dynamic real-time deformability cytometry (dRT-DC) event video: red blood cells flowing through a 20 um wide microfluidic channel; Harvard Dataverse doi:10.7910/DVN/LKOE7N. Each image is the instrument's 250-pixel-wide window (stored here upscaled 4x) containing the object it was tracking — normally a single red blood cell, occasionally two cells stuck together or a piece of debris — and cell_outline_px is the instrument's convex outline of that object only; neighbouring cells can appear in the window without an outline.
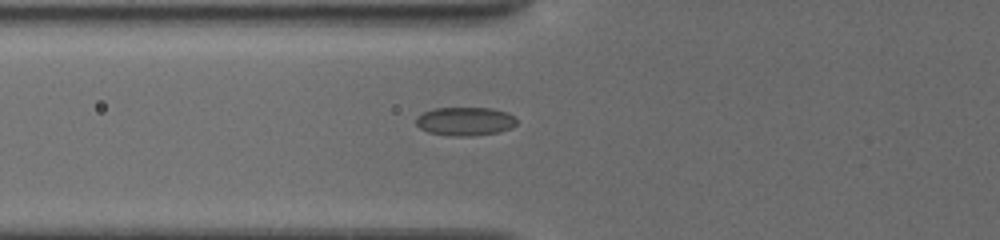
{"species": "common noctule bat (a hibernating species)", "species_latin": "Nyctalus noctula", "temperature_condition": "cold", "stored_images_in_passage": 24, "camera_frame_rate_fps": 3000, "um_per_image_px": 0.085, "animal": {"sex": "female", "body_mass_g": 19.5, "forearm_length_mm": 54.1}, "frame": {"image": 1, "passage_image": 2, "time_ms": 0.333, "image_size_px": [1000, 240], "cell_outline_px": [[516, 124], [512, 128], [500, 132], [468, 136], [452, 136], [428, 132], [420, 128], [416, 124], [416, 116], [424, 112], [436, 108], [492, 108], [508, 112], [516, 120]], "centroid_in_image_um": [39.54, 10.31], "position_along_channel_um": 86.3, "area_um2": 16.76}}
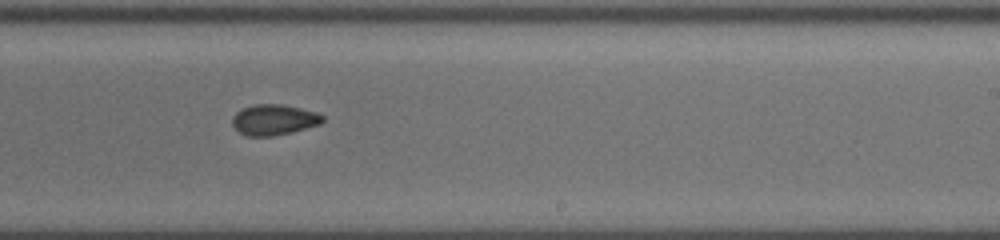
{"frame": {"image": 2, "passage_image": 13, "time_ms": 5.0, "image_size_px": [1000, 240], "cell_outline_px": [[324, 120], [320, 124], [292, 132], [272, 136], [248, 136], [240, 132], [232, 124], [232, 116], [236, 112], [244, 108], [256, 104], [280, 104], [300, 108], [316, 112], [324, 116]], "centroid_in_image_um": [23.29, 10.18], "position_along_channel_um": 265.7, "area_um2": 16.01}}
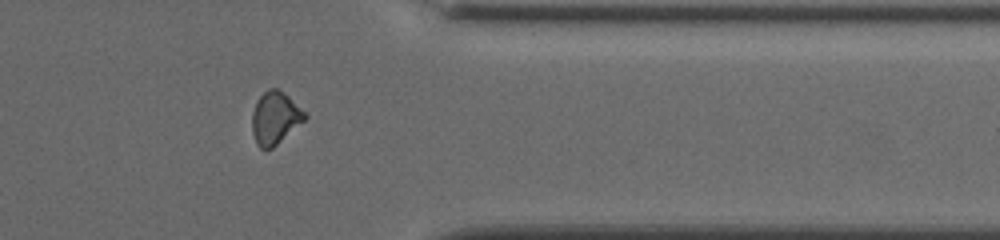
{"frame": {"image": 3, "passage_image": 21, "time_ms": 8.333, "image_size_px": [1000, 240], "cell_outline_px": [[308, 116], [304, 120], [272, 148], [260, 148], [256, 144], [252, 132], [252, 112], [256, 100], [268, 88], [276, 88], [288, 96]], "centroid_in_image_um": [23.34, 10.02], "position_along_channel_um": 388.1, "area_um2": 15.84}, "authors_computed_cell_mechanics": {"area_um2": 16.3574, "velocity_mm_per_s": 3.8431, "shape_relaxation_time_tau1_ms": 5.2801, "shape_relaxation_time_tau2_ms": 4.5383, "deformation_change_tau1": 0.0884, "deformation_change_tau2": 0.088}}